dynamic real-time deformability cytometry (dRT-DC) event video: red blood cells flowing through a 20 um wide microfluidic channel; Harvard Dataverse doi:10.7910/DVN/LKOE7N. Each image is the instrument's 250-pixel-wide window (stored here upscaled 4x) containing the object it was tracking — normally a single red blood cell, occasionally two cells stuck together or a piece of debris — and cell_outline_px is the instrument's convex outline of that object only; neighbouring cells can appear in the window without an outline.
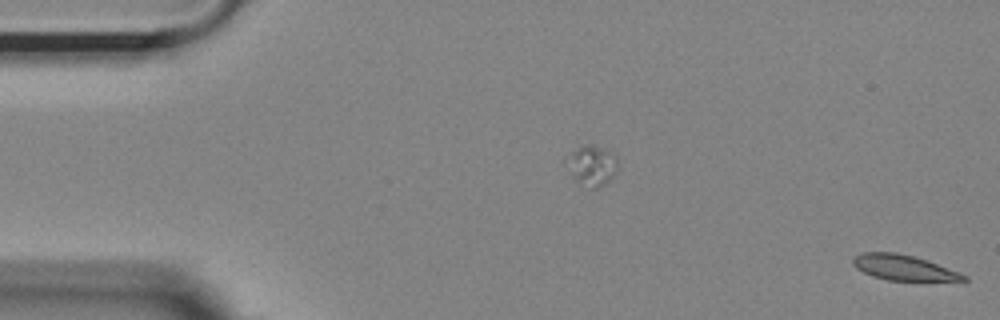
{"species": "Egyptian fruit bat (a non-hibernating species)", "species_latin": "Rousettus aegyptiacus", "temperature_condition": "room temperature", "stored_images_in_passage": 12, "segment_of_instrument_passage": [2, 2], "camera_frame_rate_fps": 3000, "um_per_image_px": 0.085, "animal": {"sex": "female"}, "frame": {"image": 1, "passage_image": 12, "time_ms": 3.667, "image_size_px": [1000, 320], "cell_outline_px": [[968, 280], [888, 280], [872, 276], [856, 268], [852, 264], [852, 260], [860, 252], [896, 252], [928, 260], [960, 272], [968, 276]], "centroid_in_image_um": [76.79, 22.73], "position_along_channel_um": 8.2, "area_um2": 16.24}}